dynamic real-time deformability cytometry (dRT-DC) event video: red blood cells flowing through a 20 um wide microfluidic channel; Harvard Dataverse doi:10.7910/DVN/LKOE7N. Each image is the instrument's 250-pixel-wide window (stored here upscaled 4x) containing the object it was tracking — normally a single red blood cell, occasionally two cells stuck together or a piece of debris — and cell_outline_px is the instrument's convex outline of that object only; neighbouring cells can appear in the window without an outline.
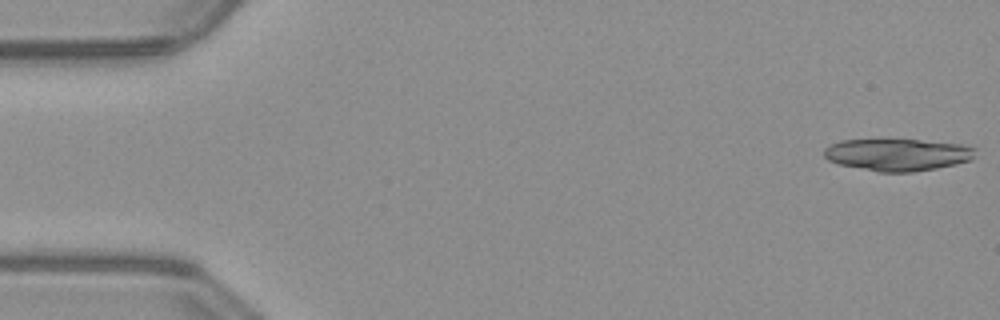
{"species": "common noctule bat (a hibernating species)", "species_latin": "Nyctalus noctula", "temperature_condition": "warm", "stored_images_in_passage": 46, "camera_frame_rate_fps": 3000, "um_per_image_px": 0.085, "animal": {"sex": "male", "body_mass_g": 23.1, "forearm_length_mm": 52.7}, "frame": {"image": 1, "passage_image": 1, "time_ms": 0.0, "image_size_px": [1000, 320], "cell_outline_px": [[976, 148], [972, 160], [956, 164], [936, 168], [912, 172], [880, 172], [840, 164], [828, 160], [824, 156], [824, 148], [840, 140], [920, 140], [964, 144]], "centroid_in_image_um": [76.33, 13.14], "position_along_channel_um": 8.7, "area_um2": 28.21}}
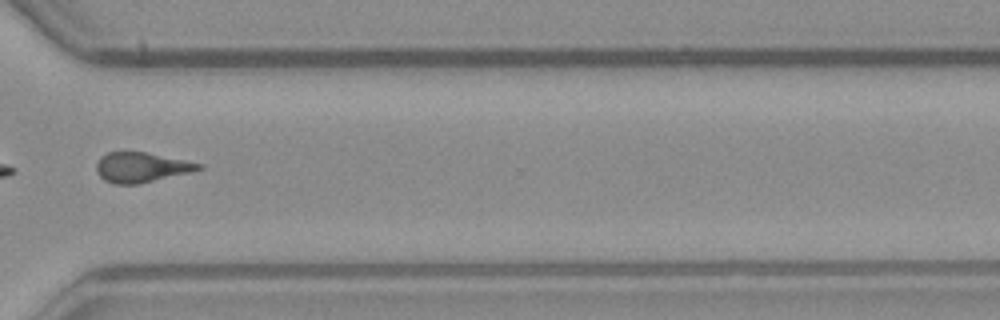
{"frame": {"image": 2, "passage_image": 38, "time_ms": 12.333, "image_size_px": [1000, 320], "cell_outline_px": [[204, 168], [140, 184], [112, 184], [104, 180], [96, 172], [96, 164], [100, 156], [108, 152], [144, 152], [204, 164]], "centroid_in_image_um": [11.97, 14.23], "position_along_channel_um": 358.6, "area_um2": 17.74}, "authors_computed_cell_mechanics": {"area_um2": 18.8428, "velocity_mm_per_s": 4.0386, "shape_relaxation_time_tau1_ms": null, "shape_relaxation_time_tau2_ms": 2.3089, "deformation_change_tau1": null, "deformation_change_tau2": 0.1158}}